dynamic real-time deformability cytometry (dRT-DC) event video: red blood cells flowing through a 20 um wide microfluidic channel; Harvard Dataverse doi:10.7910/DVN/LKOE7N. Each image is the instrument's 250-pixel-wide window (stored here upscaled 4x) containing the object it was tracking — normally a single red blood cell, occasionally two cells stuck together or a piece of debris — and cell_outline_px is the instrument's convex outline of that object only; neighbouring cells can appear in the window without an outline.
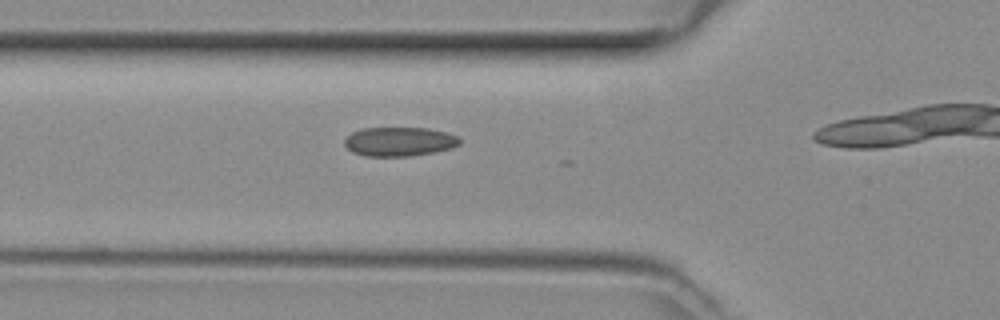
{"species": "common noctule bat (a hibernating species)", "species_latin": "Nyctalus noctula", "temperature_condition": "room temperature", "stored_images_in_passage": 6, "camera_frame_rate_fps": 3000, "um_per_image_px": 0.085, "animal": {"sex": "female", "body_mass_g": 29.2, "forearm_length_mm": 56.3}, "frame": {"image": 1, "passage_image": 2, "time_ms": 0.333, "image_size_px": [1000, 320], "cell_outline_px": [[460, 144], [452, 148], [432, 152], [408, 156], [364, 156], [352, 152], [344, 144], [344, 140], [352, 132], [364, 128], [428, 128], [448, 132], [460, 136]], "centroid_in_image_um": [33.97, 12.03], "position_along_channel_um": 91.8, "area_um2": 19.59}}
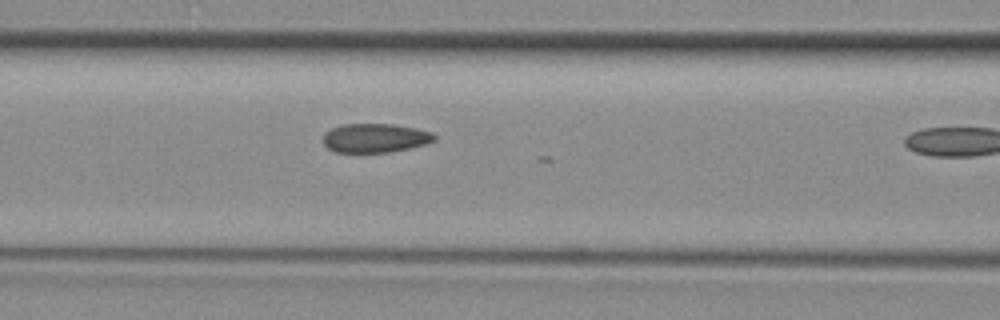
{"frame": {"image": 2, "passage_image": 5, "time_ms": 1.333, "image_size_px": [1000, 320], "cell_outline_px": [[436, 140], [424, 144], [408, 148], [388, 152], [336, 152], [328, 148], [324, 144], [324, 132], [332, 128], [344, 124], [392, 124], [416, 128], [432, 132], [436, 136]], "centroid_in_image_um": [31.89, 11.72], "position_along_channel_um": 134.7, "area_um2": 18.67}}